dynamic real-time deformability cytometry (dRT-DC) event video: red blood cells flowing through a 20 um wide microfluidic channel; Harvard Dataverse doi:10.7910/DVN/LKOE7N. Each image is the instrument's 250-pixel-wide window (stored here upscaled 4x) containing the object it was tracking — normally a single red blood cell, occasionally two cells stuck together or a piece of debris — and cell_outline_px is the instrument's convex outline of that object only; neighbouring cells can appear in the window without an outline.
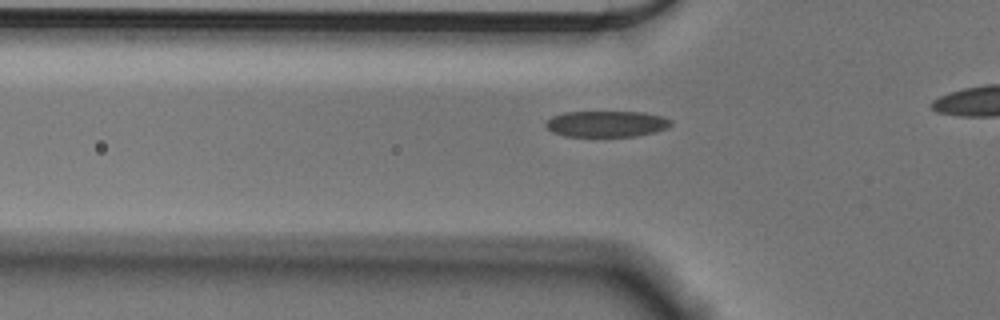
{"species": "Egyptian fruit bat (a non-hibernating species)", "species_latin": "Rousettus aegyptiacus", "temperature_condition": "cold", "stored_images_in_passage": 27, "camera_frame_rate_fps": 3000, "um_per_image_px": 0.085, "animal": {"sex": "male"}, "frame": {"image": 1, "passage_image": 14, "time_ms": 4.333, "image_size_px": [1000, 320], "cell_outline_px": [[672, 124], [668, 128], [636, 136], [564, 136], [552, 132], [544, 128], [544, 124], [552, 116], [564, 112], [644, 112], [664, 116], [672, 120]], "centroid_in_image_um": [51.54, 10.52], "position_along_channel_um": 74.3, "area_um2": 19.19}}
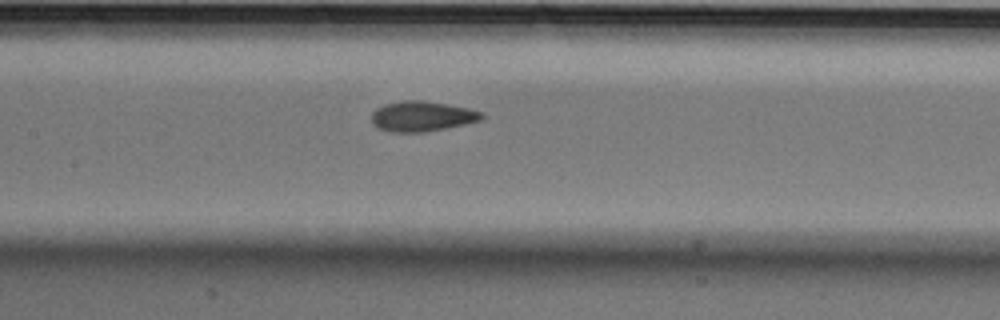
{"frame": {"image": 2, "passage_image": 22, "time_ms": 7.0, "image_size_px": [1000, 320], "cell_outline_px": [[484, 116], [480, 120], [464, 124], [424, 132], [388, 132], [376, 128], [372, 124], [372, 112], [376, 108], [384, 104], [404, 100], [420, 100], [468, 108], [484, 112]], "centroid_in_image_um": [35.82, 9.89], "position_along_channel_um": 171.6, "area_um2": 19.36}}
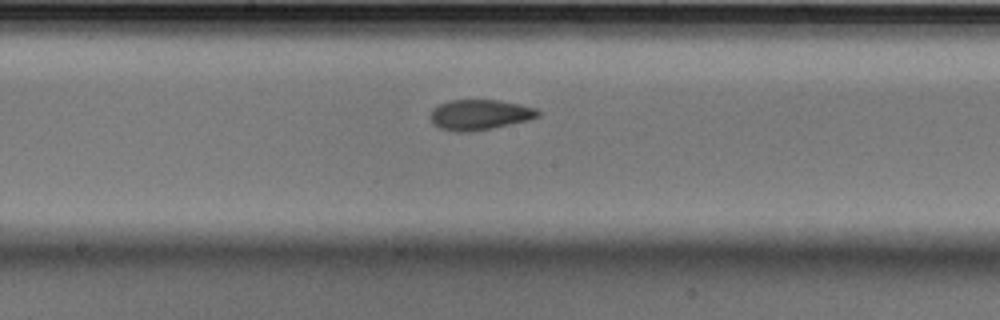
{"frame": {"image": 3, "passage_image": 25, "time_ms": 8.0, "image_size_px": [1000, 320], "cell_outline_px": [[540, 116], [532, 120], [472, 132], [456, 132], [440, 128], [432, 124], [432, 108], [448, 100], [496, 100], [520, 104], [536, 108], [540, 112]], "centroid_in_image_um": [40.81, 9.76], "position_along_channel_um": 207.4, "area_um2": 19.19}}